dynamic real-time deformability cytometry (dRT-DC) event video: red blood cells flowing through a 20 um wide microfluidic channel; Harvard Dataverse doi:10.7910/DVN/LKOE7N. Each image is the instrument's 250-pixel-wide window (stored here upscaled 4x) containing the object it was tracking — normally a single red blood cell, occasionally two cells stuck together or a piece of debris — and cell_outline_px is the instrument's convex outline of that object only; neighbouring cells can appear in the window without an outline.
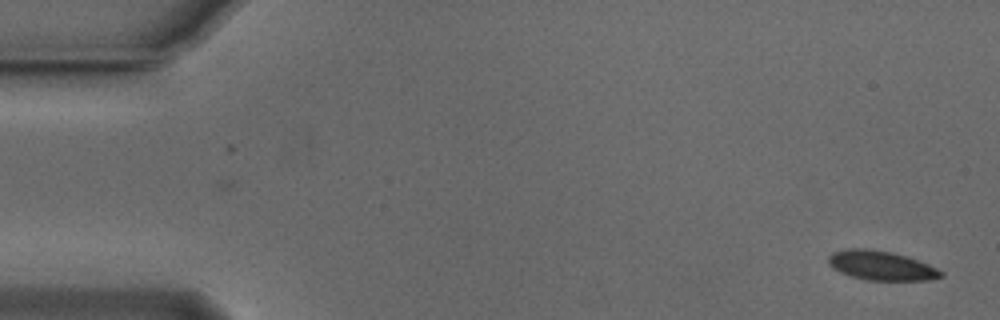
{"species": "Egyptian fruit bat (a non-hibernating species)", "species_latin": "Rousettus aegyptiacus", "temperature_condition": "cold", "stored_images_in_passage": 16, "camera_frame_rate_fps": 3000, "um_per_image_px": 0.085, "animal": {"sex": "male"}, "frame": {"image": 1, "passage_image": 1, "time_ms": 0.0, "image_size_px": [1000, 320], "cell_outline_px": [[944, 276], [928, 280], [868, 280], [852, 276], [840, 272], [832, 268], [828, 264], [828, 256], [832, 252], [848, 248], [864, 248], [888, 252], [904, 256], [928, 264], [944, 272]], "centroid_in_image_um": [74.87, 22.57], "position_along_channel_um": 10.1, "area_um2": 19.02}}
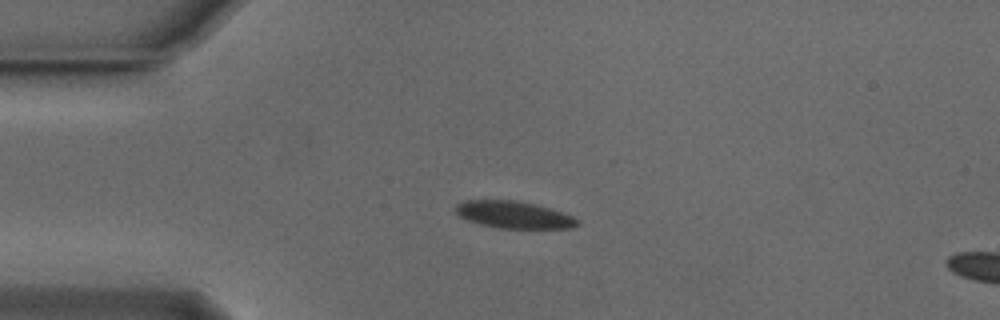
{"frame": {"image": 2, "passage_image": 12, "time_ms": 3.667, "image_size_px": [1000, 320], "cell_outline_px": [[580, 224], [572, 228], [500, 228], [480, 224], [468, 220], [460, 216], [456, 212], [456, 204], [464, 200], [512, 200], [532, 204], [548, 208], [572, 216], [580, 220]], "centroid_in_image_um": [43.67, 18.26], "position_along_channel_um": 41.3, "area_um2": 18.96}}